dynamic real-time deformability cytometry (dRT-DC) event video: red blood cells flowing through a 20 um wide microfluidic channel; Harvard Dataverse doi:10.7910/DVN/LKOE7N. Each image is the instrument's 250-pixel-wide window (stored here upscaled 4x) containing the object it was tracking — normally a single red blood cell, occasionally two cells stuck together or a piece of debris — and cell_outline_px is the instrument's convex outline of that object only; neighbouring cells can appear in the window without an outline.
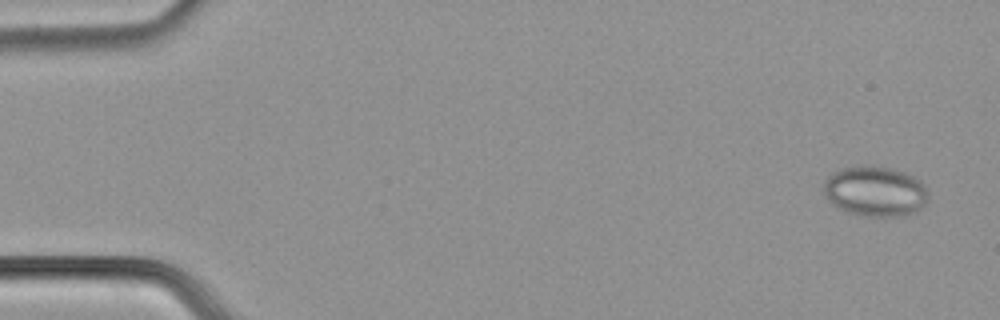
{"species": "common noctule bat (a hibernating species)", "species_latin": "Nyctalus noctula", "temperature_condition": "cold", "stored_images_in_passage": 4, "camera_frame_rate_fps": 3000, "um_per_image_px": 0.085, "animal": {"sex": "male", "body_mass_g": 21.5, "forearm_length_mm": 52.0}, "frame": {"image": 1, "passage_image": 1, "time_ms": 0.0, "image_size_px": [1000, 320], "cell_outline_px": [[928, 200], [920, 208], [904, 216], [860, 216], [844, 212], [832, 204], [828, 200], [824, 192], [824, 180], [832, 172], [840, 168], [864, 164], [872, 164], [892, 168], [904, 172], [920, 180], [924, 184], [928, 192]], "centroid_in_image_um": [74.36, 16.24], "position_along_channel_um": 10.6, "area_um2": 31.21}}